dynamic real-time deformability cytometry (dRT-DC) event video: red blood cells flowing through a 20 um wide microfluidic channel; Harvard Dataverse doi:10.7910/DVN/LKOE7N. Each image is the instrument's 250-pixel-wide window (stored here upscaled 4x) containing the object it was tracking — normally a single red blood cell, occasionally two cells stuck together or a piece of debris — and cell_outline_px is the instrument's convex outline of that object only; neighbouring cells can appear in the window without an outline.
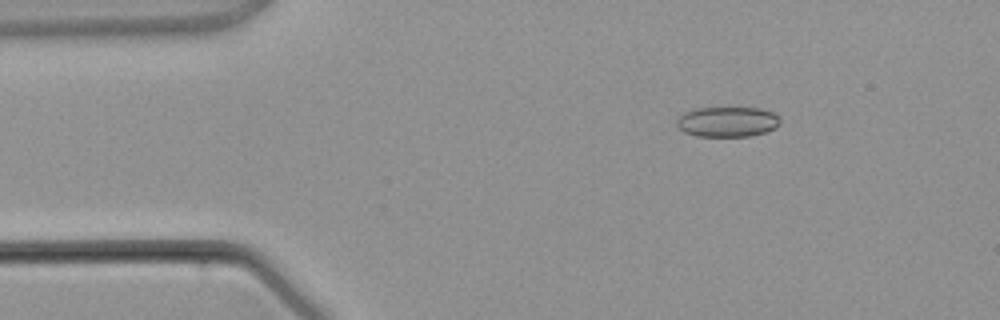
{"species": "common noctule bat (a hibernating species)", "species_latin": "Nyctalus noctula", "temperature_condition": "warm", "stored_images_in_passage": 3, "camera_frame_rate_fps": 3000, "um_per_image_px": 0.085, "animal": {"sex": "male", "body_mass_g": 21.5, "forearm_length_mm": 52.0}, "frame": {"image": 1, "passage_image": 1, "time_ms": 0.0, "image_size_px": [1000, 320], "cell_outline_px": [[780, 124], [764, 132], [748, 136], [696, 136], [684, 132], [676, 124], [676, 120], [684, 112], [700, 108], [756, 108], [772, 112], [780, 120]], "centroid_in_image_um": [61.79, 10.35], "position_along_channel_um": 23.2, "area_um2": 17.86}}
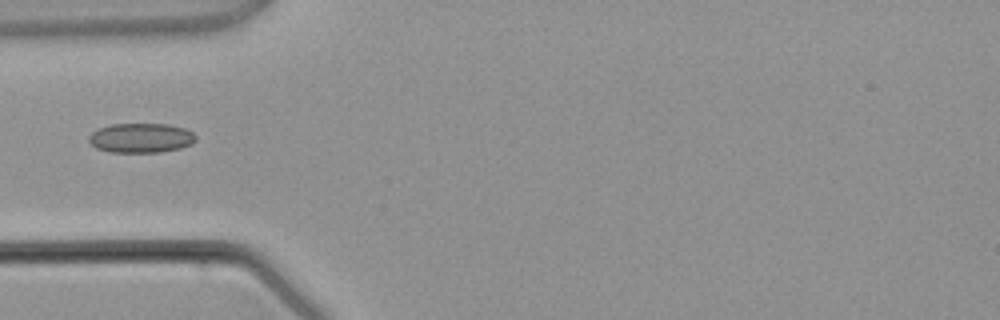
{"frame": {"image": 2, "passage_image": 3, "time_ms": 2.333, "image_size_px": [1000, 320], "cell_outline_px": [[196, 140], [192, 144], [180, 148], [160, 152], [108, 152], [96, 148], [88, 140], [88, 136], [96, 128], [112, 124], [168, 124], [184, 128], [192, 132], [196, 136]], "centroid_in_image_um": [11.96, 11.72], "position_along_channel_um": 73.0, "area_um2": 18.55}}